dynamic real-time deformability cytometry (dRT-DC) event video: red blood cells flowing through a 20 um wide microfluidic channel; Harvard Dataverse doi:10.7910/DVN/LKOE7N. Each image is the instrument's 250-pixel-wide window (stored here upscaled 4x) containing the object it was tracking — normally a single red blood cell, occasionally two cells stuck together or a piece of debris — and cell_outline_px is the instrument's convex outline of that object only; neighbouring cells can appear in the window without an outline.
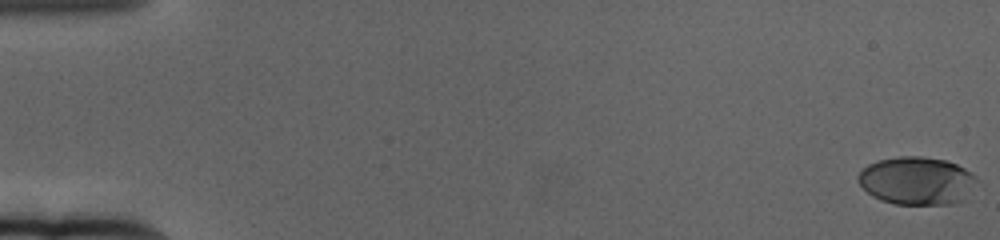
{"species": "human", "species_latin": "Homo sapiens", "temperature_condition": "cold", "stored_images_in_passage": 55, "camera_frame_rate_fps": 3000, "um_per_image_px": 0.085, "donor": {"sex": "female"}, "frame": {"image": 1, "passage_image": 1, "time_ms": 0.0, "image_size_px": [1000, 240], "cell_outline_px": [[976, 180], [964, 200], [948, 204], [896, 204], [880, 200], [872, 196], [856, 180], [860, 172], [868, 164], [880, 160], [900, 156], [920, 156], [944, 160], [956, 164], [964, 168], [976, 176]], "centroid_in_image_um": [77.9, 15.36], "position_along_channel_um": 7.1, "area_um2": 32.83}}
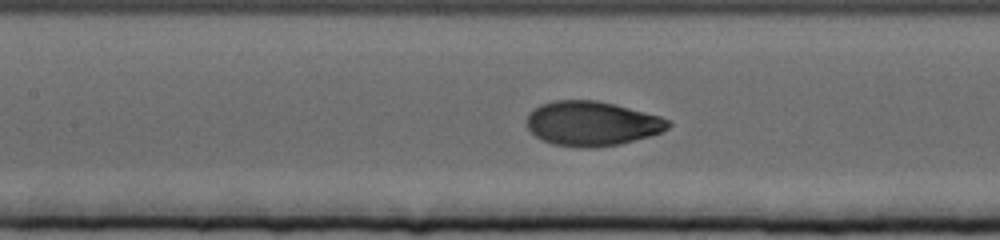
{"frame": {"image": 2, "passage_image": 30, "time_ms": 9.667, "image_size_px": [1000, 240], "cell_outline_px": [[672, 124], [668, 128], [660, 132], [648, 136], [620, 144], [596, 148], [580, 148], [556, 144], [544, 140], [536, 136], [528, 128], [528, 116], [540, 104], [556, 100], [596, 100], [660, 116], [672, 120]], "centroid_in_image_um": [50.35, 10.51], "position_along_channel_um": 157.1, "area_um2": 36.36}}
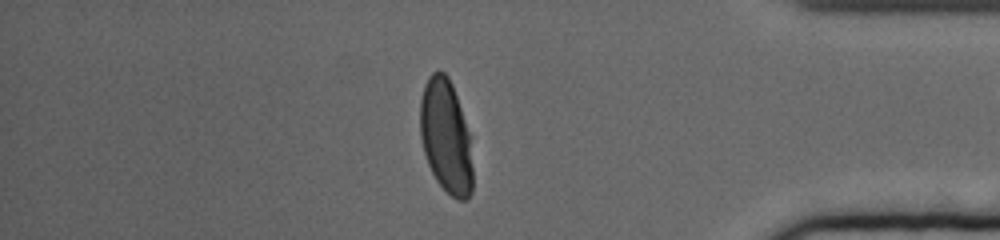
{"frame": {"image": 3, "passage_image": 54, "time_ms": 17.667, "image_size_px": [1000, 240], "cell_outline_px": [[472, 192], [464, 200], [456, 200], [436, 180], [428, 164], [424, 152], [420, 136], [420, 100], [424, 84], [428, 76], [432, 72], [440, 68], [448, 76], [452, 84], [468, 132], [472, 168]], "centroid_in_image_um": [37.87, 11.57], "position_along_channel_um": 397.3, "area_um2": 34.56}}